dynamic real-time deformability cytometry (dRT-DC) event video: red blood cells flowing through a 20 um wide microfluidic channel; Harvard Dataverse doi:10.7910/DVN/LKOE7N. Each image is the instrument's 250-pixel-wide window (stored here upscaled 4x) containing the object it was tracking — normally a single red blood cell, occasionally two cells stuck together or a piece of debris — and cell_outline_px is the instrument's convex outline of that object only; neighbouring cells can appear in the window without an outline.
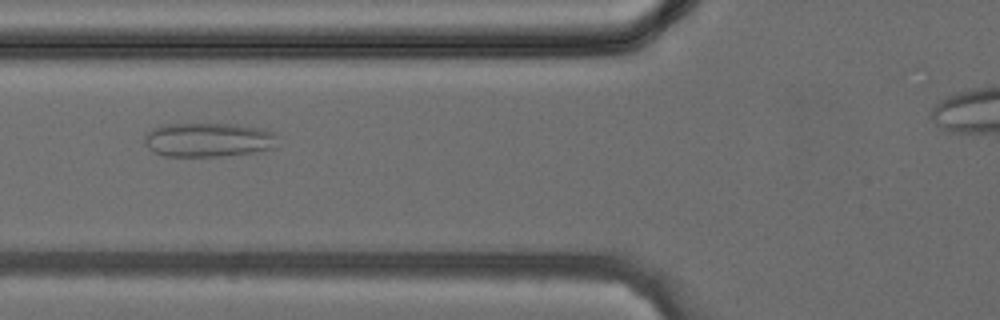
{"species": "common noctule bat (a hibernating species)", "species_latin": "Nyctalus noctula", "temperature_condition": "cold", "stored_images_in_passage": 37, "camera_frame_rate_fps": 3000, "um_per_image_px": 0.085, "animal": {"sex": "female", "body_mass_g": 24.6, "forearm_length_mm": 56.2}, "frame": {"image": 1, "passage_image": 16, "time_ms": 5.0, "image_size_px": [1000, 320], "cell_outline_px": [[280, 136], [272, 148], [252, 152], [220, 156], [164, 156], [152, 152], [144, 144], [144, 136], [152, 128], [164, 124], [236, 124], [264, 128]], "centroid_in_image_um": [17.69, 11.87], "position_along_channel_um": 108.1, "area_um2": 26.7}}
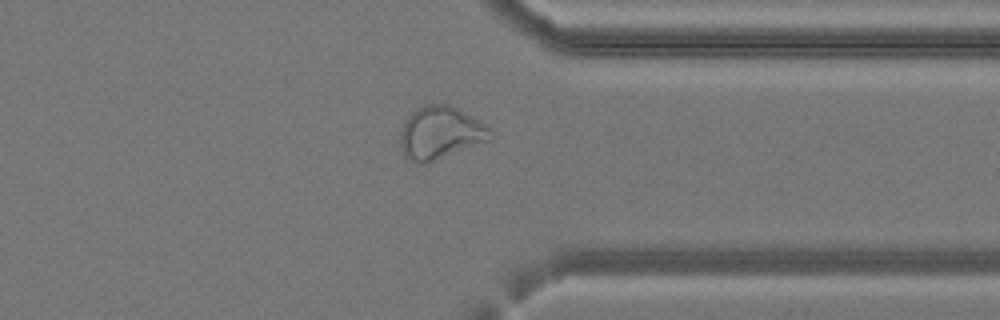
{"frame": {"image": 2, "passage_image": 32, "time_ms": 10.333, "image_size_px": [1000, 320], "cell_outline_px": [[496, 136], [492, 140], [424, 164], [412, 160], [404, 156], [400, 148], [400, 132], [408, 116], [416, 108], [428, 104], [452, 104], [484, 124]], "centroid_in_image_um": [37.45, 11.29], "position_along_channel_um": 374.0, "area_um2": 27.74}}